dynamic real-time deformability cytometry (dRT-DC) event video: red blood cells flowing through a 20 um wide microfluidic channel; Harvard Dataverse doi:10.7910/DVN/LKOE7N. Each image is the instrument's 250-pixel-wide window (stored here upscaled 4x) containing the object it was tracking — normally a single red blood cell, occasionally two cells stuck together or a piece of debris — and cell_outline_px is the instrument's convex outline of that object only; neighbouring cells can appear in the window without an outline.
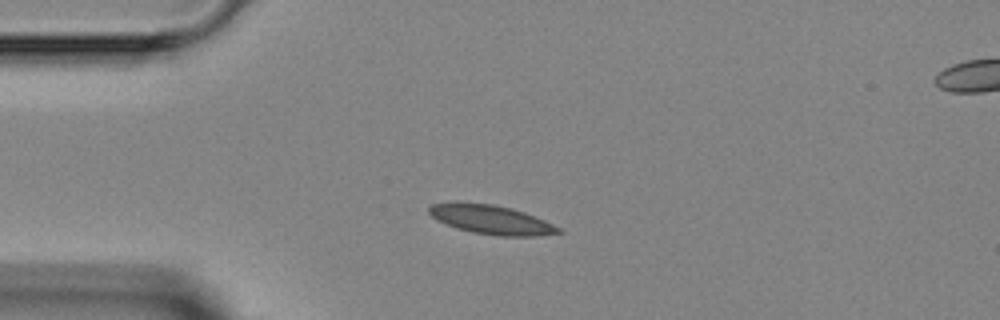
{"species": "Egyptian fruit bat (a non-hibernating species)", "species_latin": "Rousettus aegyptiacus", "temperature_condition": "room temperature", "stored_images_in_passage": 4, "camera_frame_rate_fps": 3000, "um_per_image_px": 0.085, "animal": {"sex": "female"}, "frame": {"image": 1, "passage_image": 3, "time_ms": 2.333, "image_size_px": [1000, 320], "cell_outline_px": [[564, 232], [540, 236], [500, 236], [472, 232], [456, 228], [436, 220], [428, 212], [428, 208], [432, 204], [456, 200], [492, 204], [512, 208], [524, 212], [544, 220], [560, 228]], "centroid_in_image_um": [41.71, 18.65], "position_along_channel_um": 43.3, "area_um2": 22.31}}